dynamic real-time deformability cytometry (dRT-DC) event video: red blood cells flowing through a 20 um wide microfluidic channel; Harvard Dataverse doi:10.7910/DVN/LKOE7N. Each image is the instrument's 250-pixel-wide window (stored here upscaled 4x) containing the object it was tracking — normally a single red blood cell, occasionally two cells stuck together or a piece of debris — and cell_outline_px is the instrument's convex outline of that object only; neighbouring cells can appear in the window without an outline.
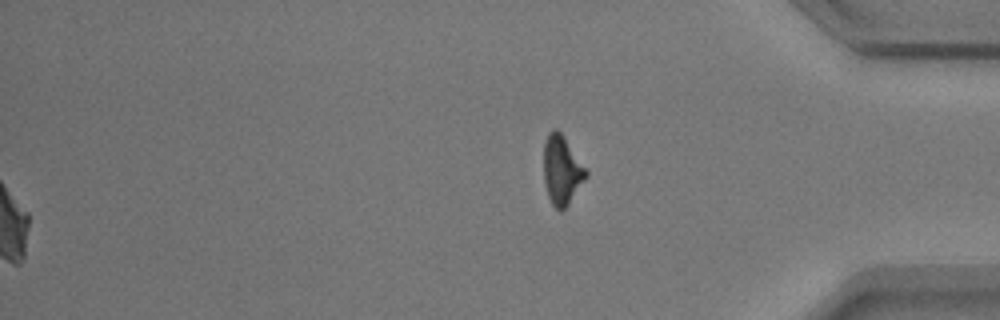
{"species": "common noctule bat (a hibernating species)", "species_latin": "Nyctalus noctula", "temperature_condition": "warm", "stored_images_in_passage": 59, "segment_of_instrument_passage": [2, 2], "camera_frame_rate_fps": 3000, "um_per_image_px": 0.085, "animal": {"sex": "male", "body_mass_g": 17.9}, "frame": {"image": 1, "passage_image": 59, "time_ms": 19.333, "image_size_px": [1000, 320], "cell_outline_px": [[588, 176], [568, 204], [560, 212], [552, 204], [548, 196], [544, 184], [544, 144], [548, 132], [552, 128], [556, 128], [560, 132], [588, 172]], "centroid_in_image_um": [47.74, 14.47], "position_along_channel_um": 387.5, "area_um2": 16.82}}